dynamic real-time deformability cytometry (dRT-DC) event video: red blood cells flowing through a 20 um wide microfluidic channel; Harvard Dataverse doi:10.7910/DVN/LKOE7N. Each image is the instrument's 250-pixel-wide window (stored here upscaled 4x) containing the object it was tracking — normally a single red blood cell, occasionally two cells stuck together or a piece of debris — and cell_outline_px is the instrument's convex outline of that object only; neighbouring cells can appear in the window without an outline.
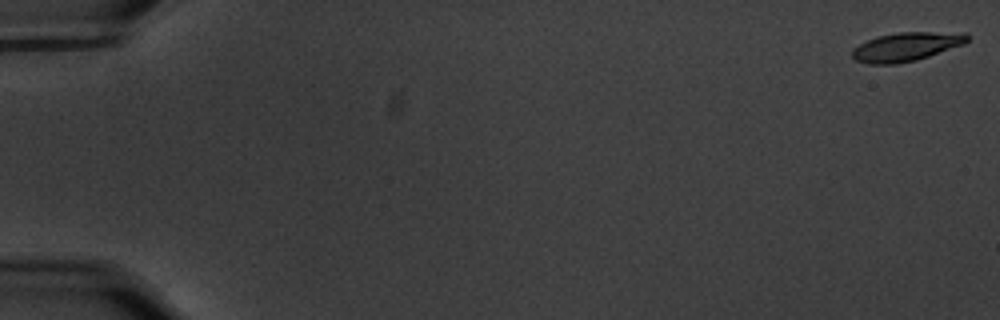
{"species": "common noctule bat (a hibernating species)", "species_latin": "Nyctalus noctula", "temperature_condition": "warm", "stored_images_in_passage": 13, "camera_frame_rate_fps": 3000, "um_per_image_px": 0.085, "animal": {"sex": "male", "body_mass_g": 20.1, "forearm_length_mm": 53.5}, "frame": {"image": 1, "passage_image": 1, "time_ms": 0.0, "image_size_px": [1000, 320], "cell_outline_px": [[968, 40], [964, 44], [916, 60], [896, 64], [868, 64], [856, 60], [852, 56], [852, 48], [876, 36], [900, 32], [968, 32]], "centroid_in_image_um": [77.04, 3.96], "position_along_channel_um": 8.0, "area_um2": 19.31}}